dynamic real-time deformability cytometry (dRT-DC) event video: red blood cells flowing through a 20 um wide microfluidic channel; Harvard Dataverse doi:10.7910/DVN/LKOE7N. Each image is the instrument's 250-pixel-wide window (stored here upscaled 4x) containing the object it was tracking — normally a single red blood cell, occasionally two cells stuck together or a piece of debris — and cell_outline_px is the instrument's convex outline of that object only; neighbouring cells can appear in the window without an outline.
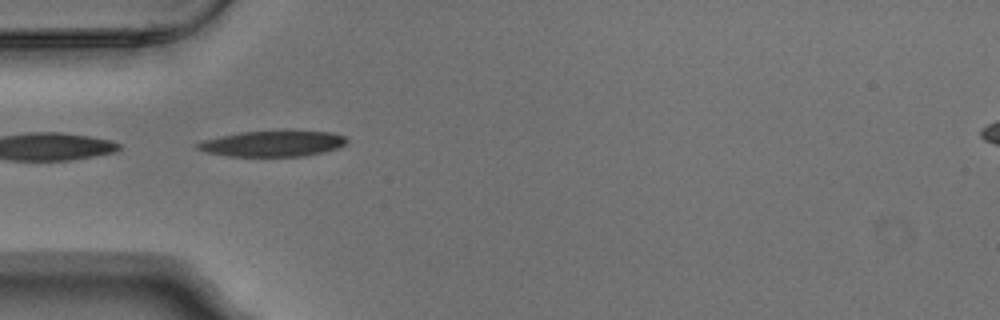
{"species": "Egyptian fruit bat (a non-hibernating species)", "species_latin": "Rousettus aegyptiacus", "temperature_condition": "warm", "stored_images_in_passage": 2, "camera_frame_rate_fps": 3000, "um_per_image_px": 0.085, "animal": {"sex": "male"}, "frame": {"image": 1, "passage_image": 1, "time_ms": 0.0, "image_size_px": [1000, 320], "cell_outline_px": [[348, 144], [324, 152], [304, 156], [228, 156], [204, 152], [196, 148], [196, 144], [204, 140], [220, 136], [240, 132], [332, 132], [344, 136], [348, 140]], "centroid_in_image_um": [23.17, 12.23], "position_along_channel_um": 61.8, "area_um2": 22.08}}
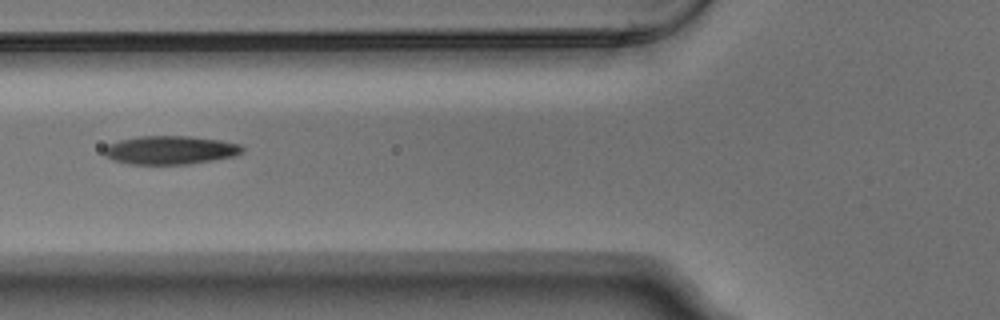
{"frame": {"image": 2, "passage_image": 2, "time_ms": 0.333, "image_size_px": [1000, 320], "cell_outline_px": [[244, 152], [236, 156], [188, 164], [128, 164], [104, 156], [104, 148], [108, 144], [120, 140], [136, 136], [192, 136], [220, 140], [240, 144], [244, 148]], "centroid_in_image_um": [14.49, 12.75], "position_along_channel_um": 111.3, "area_um2": 23.06}}